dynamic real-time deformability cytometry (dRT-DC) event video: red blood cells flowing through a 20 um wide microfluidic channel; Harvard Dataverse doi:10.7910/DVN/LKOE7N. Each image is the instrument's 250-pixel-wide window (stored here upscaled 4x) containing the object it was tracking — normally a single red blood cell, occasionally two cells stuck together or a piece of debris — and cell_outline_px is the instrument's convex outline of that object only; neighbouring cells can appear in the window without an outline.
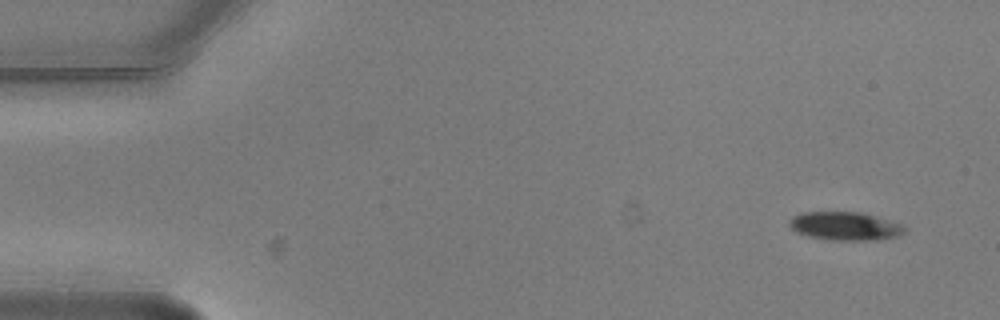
{"species": "common noctule bat (a hibernating species)", "species_latin": "Nyctalus noctula", "temperature_condition": "warm", "stored_images_in_passage": 9, "camera_frame_rate_fps": 3000, "um_per_image_px": 0.085, "animal": {"sex": "male", "body_mass_g": 20.5, "forearm_length_mm": 52.5}, "frame": {"image": 1, "passage_image": 1, "time_ms": 0.0, "image_size_px": [1000, 320], "cell_outline_px": [[908, 228], [900, 236], [876, 240], [832, 240], [808, 236], [796, 232], [788, 224], [788, 220], [792, 216], [804, 212], [860, 212], [876, 216], [904, 224]], "centroid_in_image_um": [71.87, 19.22], "position_along_channel_um": 13.1, "area_um2": 19.31}}
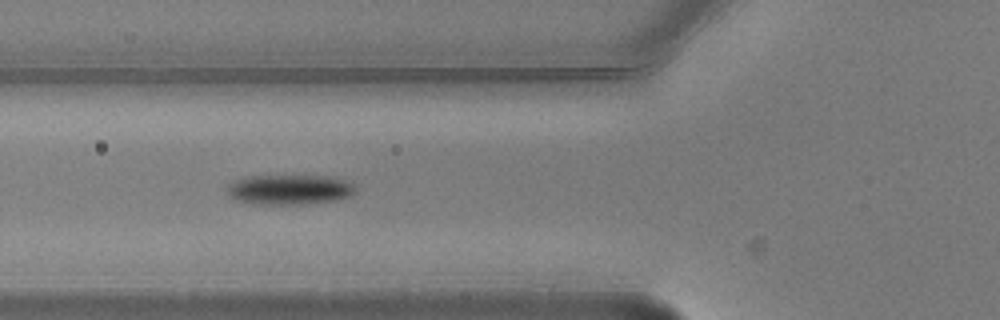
{"frame": {"image": 2, "passage_image": 6, "time_ms": 1.667, "image_size_px": [1000, 320], "cell_outline_px": [[356, 192], [352, 196], [332, 200], [300, 204], [252, 204], [236, 200], [228, 196], [228, 184], [236, 180], [252, 176], [324, 176], [344, 180], [356, 184]], "centroid_in_image_um": [24.61, 16.12], "position_along_channel_um": 101.2, "area_um2": 22.31}}
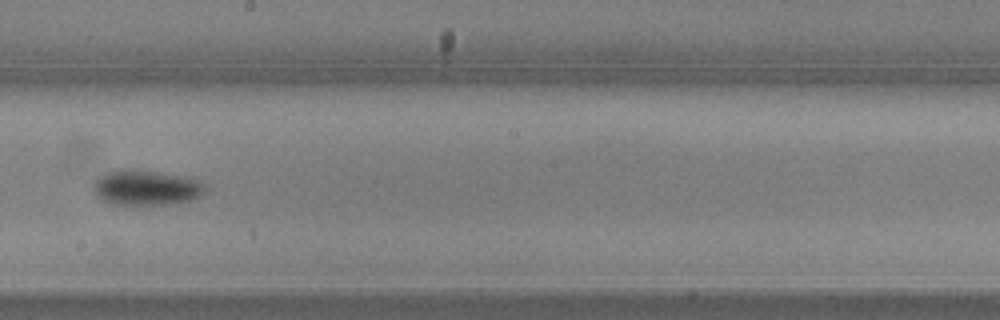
{"frame": {"image": 3, "passage_image": 9, "time_ms": 2.667, "image_size_px": [1000, 320], "cell_outline_px": [[204, 188], [200, 196], [192, 200], [168, 204], [112, 204], [100, 200], [96, 196], [92, 188], [92, 184], [100, 176], [116, 168], [124, 168], [156, 172], [184, 176], [196, 180], [204, 184]], "centroid_in_image_um": [12.35, 15.95], "position_along_channel_um": 235.9, "area_um2": 22.89}}